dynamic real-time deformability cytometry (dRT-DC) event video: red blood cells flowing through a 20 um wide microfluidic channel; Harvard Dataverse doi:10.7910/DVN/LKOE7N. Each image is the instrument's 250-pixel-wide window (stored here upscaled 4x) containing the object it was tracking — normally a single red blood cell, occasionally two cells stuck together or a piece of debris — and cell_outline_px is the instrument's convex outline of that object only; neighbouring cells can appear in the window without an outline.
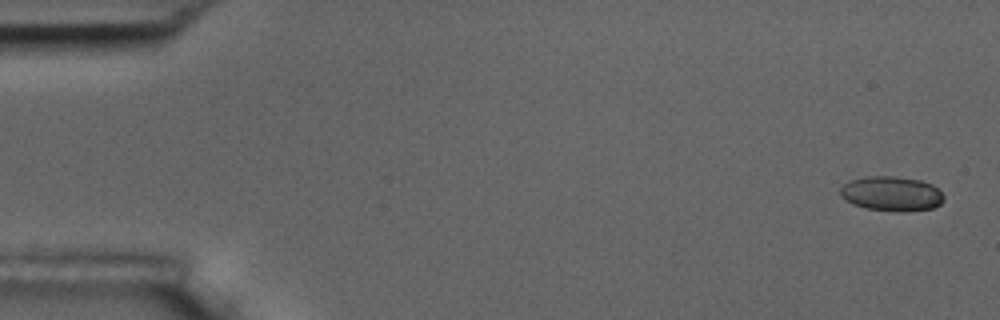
{"species": "common noctule bat (a hibernating species)", "species_latin": "Nyctalus noctula", "temperature_condition": "room temperature", "stored_images_in_passage": 5, "camera_frame_rate_fps": 3000, "um_per_image_px": 0.085, "animal": {"sex": "male", "body_mass_g": 17.5, "forearm_length_mm": 52.3}, "frame": {"image": 1, "passage_image": 1, "time_ms": 0.0, "image_size_px": [1000, 320], "cell_outline_px": [[944, 200], [940, 204], [932, 208], [904, 212], [896, 212], [864, 208], [852, 204], [844, 200], [840, 196], [840, 188], [844, 184], [852, 180], [868, 176], [892, 176], [920, 180], [932, 184], [944, 196]], "centroid_in_image_um": [75.76, 16.48], "position_along_channel_um": 9.2, "area_um2": 21.04}}
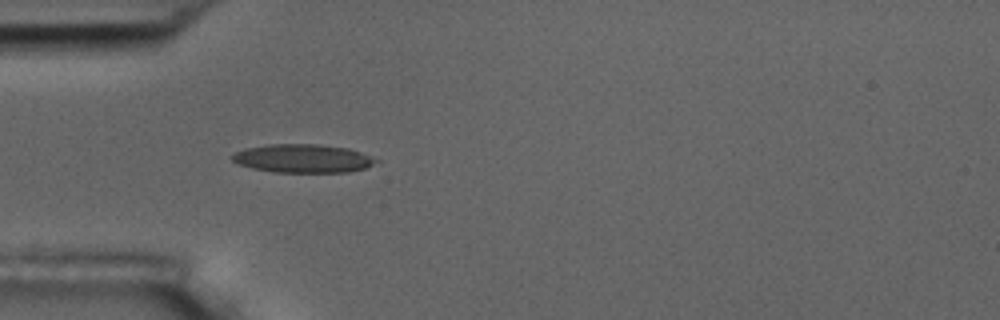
{"frame": {"image": 2, "passage_image": 5, "time_ms": 5.0, "image_size_px": [1000, 320], "cell_outline_px": [[380, 160], [364, 168], [348, 172], [276, 172], [252, 168], [236, 164], [232, 160], [232, 156], [236, 152], [244, 148], [268, 144], [316, 144], [348, 148], [360, 152]], "centroid_in_image_um": [25.71, 13.46], "position_along_channel_um": 59.3, "area_um2": 23.76}}